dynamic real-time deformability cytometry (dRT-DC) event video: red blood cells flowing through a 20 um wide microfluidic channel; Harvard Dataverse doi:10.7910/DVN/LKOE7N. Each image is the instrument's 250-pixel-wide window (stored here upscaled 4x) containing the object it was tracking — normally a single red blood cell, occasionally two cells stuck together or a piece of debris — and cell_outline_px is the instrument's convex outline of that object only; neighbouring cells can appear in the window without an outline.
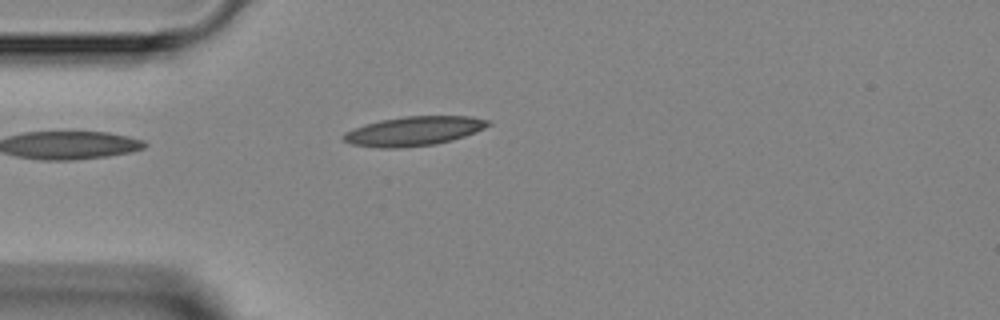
{"species": "Egyptian fruit bat (a non-hibernating species)", "species_latin": "Rousettus aegyptiacus", "temperature_condition": "room temperature", "stored_images_in_passage": 1, "camera_frame_rate_fps": 3000, "um_per_image_px": 0.085, "animal": {"sex": "female"}, "frame": {"image": 1, "passage_image": 1, "time_ms": 0.0, "image_size_px": [1000, 320], "cell_outline_px": [[492, 124], [476, 132], [452, 140], [436, 144], [404, 148], [380, 148], [352, 144], [344, 140], [340, 136], [344, 132], [352, 128], [364, 124], [380, 120], [404, 116], [472, 116], [488, 120]], "centroid_in_image_um": [35.15, 11.14], "position_along_channel_um": 49.8, "area_um2": 24.91}}